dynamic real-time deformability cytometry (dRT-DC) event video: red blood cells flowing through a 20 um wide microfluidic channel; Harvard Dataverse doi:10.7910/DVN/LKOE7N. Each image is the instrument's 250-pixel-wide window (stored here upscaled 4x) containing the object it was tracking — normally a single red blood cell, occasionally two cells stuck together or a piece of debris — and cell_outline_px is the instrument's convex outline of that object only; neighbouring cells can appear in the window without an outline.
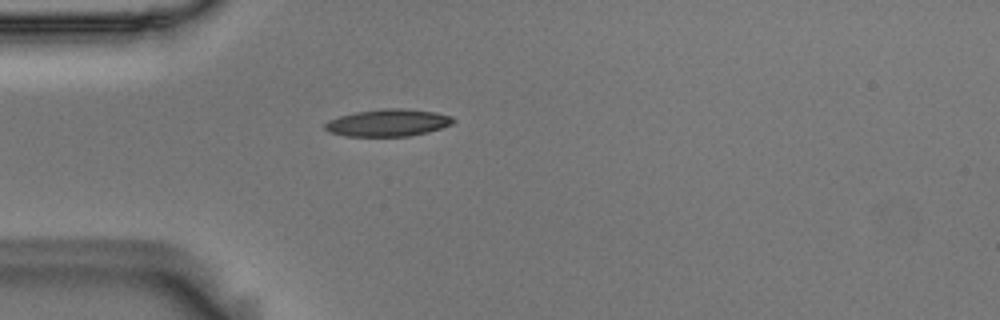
{"species": "Egyptian fruit bat (a non-hibernating species)", "species_latin": "Rousettus aegyptiacus", "temperature_condition": "room temperature", "stored_images_in_passage": 1, "camera_frame_rate_fps": 3000, "um_per_image_px": 0.085, "animal": {"sex": "male"}, "frame": {"image": 1, "passage_image": 1, "time_ms": 0.0, "image_size_px": [1000, 320], "cell_outline_px": [[456, 120], [452, 124], [428, 132], [408, 136], [344, 136], [328, 132], [324, 128], [324, 124], [328, 120], [340, 116], [356, 112], [384, 108], [400, 108], [432, 112], [452, 116]], "centroid_in_image_um": [32.95, 10.44], "position_along_channel_um": 52.0, "area_um2": 20.23}}